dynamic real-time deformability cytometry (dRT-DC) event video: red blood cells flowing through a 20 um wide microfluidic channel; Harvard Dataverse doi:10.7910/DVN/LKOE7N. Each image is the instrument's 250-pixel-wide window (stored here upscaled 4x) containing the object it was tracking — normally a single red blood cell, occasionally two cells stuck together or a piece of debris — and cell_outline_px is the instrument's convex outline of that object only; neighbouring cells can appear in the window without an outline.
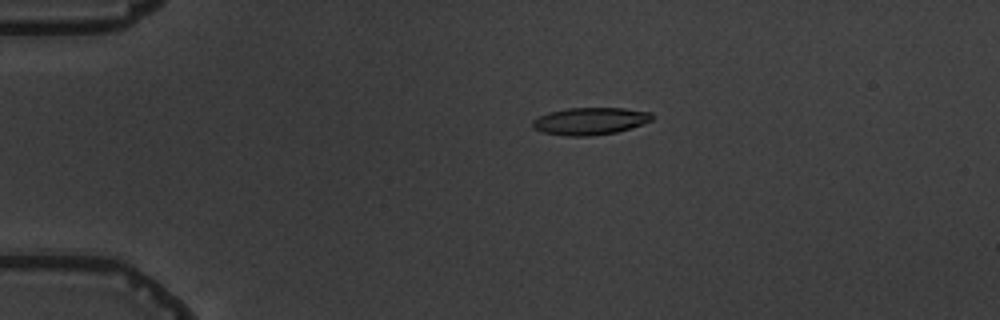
{"species": "common noctule bat (a hibernating species)", "species_latin": "Nyctalus noctula", "temperature_condition": "warm", "stored_images_in_passage": 5, "camera_frame_rate_fps": 3000, "um_per_image_px": 0.085, "animal": {"sex": "male", "body_mass_g": 19.5, "forearm_length_mm": 54.6}, "frame": {"image": 1, "passage_image": 4, "time_ms": 3.667, "image_size_px": [1000, 320], "cell_outline_px": [[652, 120], [616, 132], [588, 136], [568, 136], [544, 132], [532, 128], [532, 120], [548, 112], [568, 108], [624, 108], [652, 112]], "centroid_in_image_um": [50.13, 10.28], "position_along_channel_um": 34.9, "area_um2": 18.79}}